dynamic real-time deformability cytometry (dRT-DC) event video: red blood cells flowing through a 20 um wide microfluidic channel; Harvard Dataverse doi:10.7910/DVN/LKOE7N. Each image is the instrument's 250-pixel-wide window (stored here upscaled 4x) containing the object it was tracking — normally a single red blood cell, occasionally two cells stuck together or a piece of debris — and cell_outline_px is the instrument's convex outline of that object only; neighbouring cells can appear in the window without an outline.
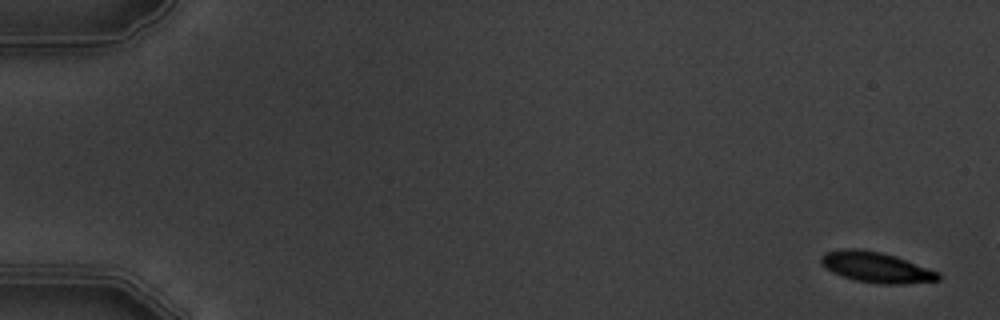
{"species": "common noctule bat (a hibernating species)", "species_latin": "Nyctalus noctula", "temperature_condition": "warm", "stored_images_in_passage": 5, "camera_frame_rate_fps": 3000, "um_per_image_px": 0.085, "animal": {"sex": "male", "body_mass_g": 19.5, "forearm_length_mm": 54.6}, "frame": {"image": 1, "passage_image": 1, "time_ms": 0.0, "image_size_px": [1000, 320], "cell_outline_px": [[940, 280], [900, 284], [884, 284], [856, 280], [832, 272], [820, 264], [820, 256], [824, 252], [840, 248], [860, 248], [880, 252], [896, 256], [940, 272]], "centroid_in_image_um": [74.45, 22.69], "position_along_channel_um": 10.6, "area_um2": 20.98}}